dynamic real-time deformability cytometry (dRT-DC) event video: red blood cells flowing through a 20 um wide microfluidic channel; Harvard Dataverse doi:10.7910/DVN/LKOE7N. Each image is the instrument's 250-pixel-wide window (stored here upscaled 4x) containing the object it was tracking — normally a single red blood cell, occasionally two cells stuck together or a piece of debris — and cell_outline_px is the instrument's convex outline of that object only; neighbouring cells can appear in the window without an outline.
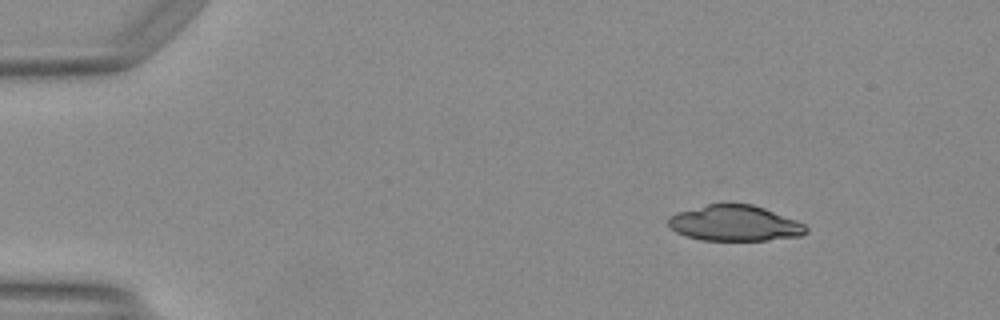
{"species": "Egyptian fruit bat (a non-hibernating species)", "species_latin": "Rousettus aegyptiacus", "temperature_condition": "warm", "stored_images_in_passage": 43, "camera_frame_rate_fps": 3000, "um_per_image_px": 0.085, "animal": {"sex": "female"}, "frame": {"image": 1, "passage_image": 1, "time_ms": 0.0, "image_size_px": [1000, 320], "cell_outline_px": [[808, 232], [800, 236], [768, 240], [700, 240], [684, 236], [676, 232], [668, 224], [668, 216], [676, 212], [724, 200], [728, 200], [752, 204], [764, 208], [796, 220], [804, 224], [808, 228]], "centroid_in_image_um": [62.42, 18.94], "position_along_channel_um": 22.6, "area_um2": 29.36}}
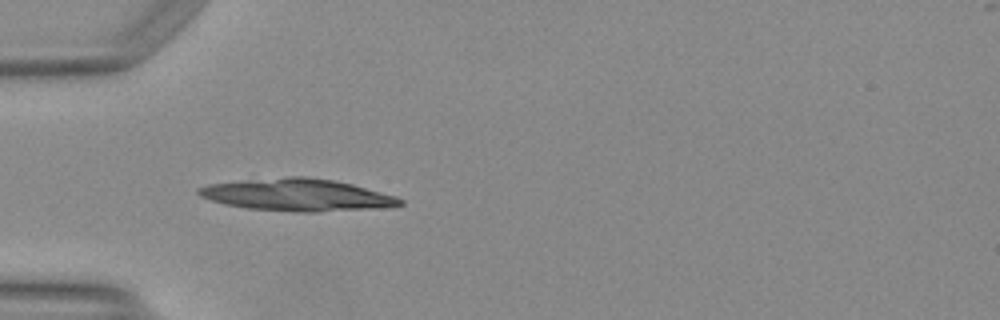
{"frame": {"image": 2, "passage_image": 10, "time_ms": 3.0, "image_size_px": [1000, 320], "cell_outline_px": [[404, 204], [392, 208], [312, 212], [300, 212], [248, 208], [224, 204], [200, 196], [196, 192], [196, 188], [208, 184], [288, 176], [304, 176], [332, 180], [352, 184], [396, 196], [404, 200]], "centroid_in_image_um": [25.33, 16.58], "position_along_channel_um": 59.7, "area_um2": 37.86}}
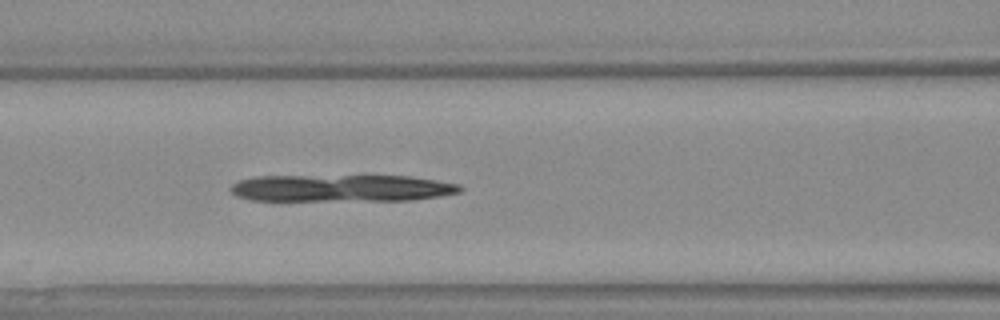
{"frame": {"image": 3, "passage_image": 16, "time_ms": 5.0, "image_size_px": [1000, 320], "cell_outline_px": [[464, 188], [460, 192], [440, 196], [412, 200], [252, 200], [236, 196], [232, 192], [232, 184], [240, 180], [252, 176], [408, 176], [436, 180], [460, 184]], "centroid_in_image_um": [29.05, 15.99], "position_along_channel_um": 137.6, "area_um2": 36.01}}